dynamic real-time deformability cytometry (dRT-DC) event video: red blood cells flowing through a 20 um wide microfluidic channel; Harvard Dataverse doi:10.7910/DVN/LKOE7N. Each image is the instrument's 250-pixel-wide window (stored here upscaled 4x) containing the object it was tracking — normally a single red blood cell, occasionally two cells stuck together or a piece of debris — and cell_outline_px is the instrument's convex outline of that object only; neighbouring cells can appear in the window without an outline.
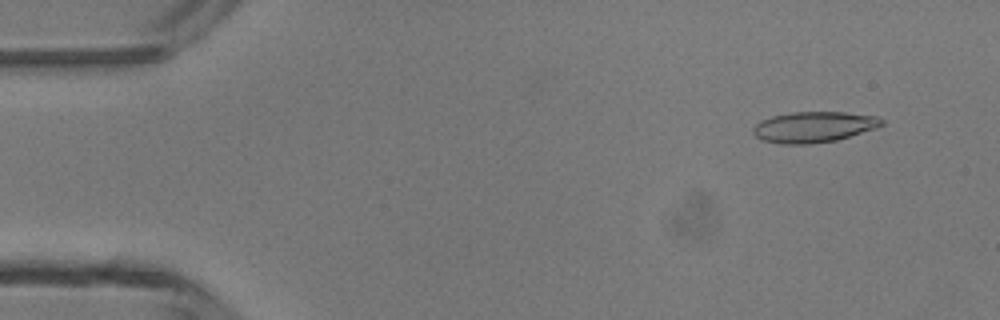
{"species": "common noctule bat (a hibernating species)", "species_latin": "Nyctalus noctula", "temperature_condition": "room temperature", "stored_images_in_passage": 5, "camera_frame_rate_fps": 3000, "um_per_image_px": 0.085, "animal": {"sex": "male", "body_mass_g": 13.3}, "frame": {"image": 1, "passage_image": 2, "time_ms": 1.0, "image_size_px": [1000, 320], "cell_outline_px": [[884, 124], [876, 128], [836, 140], [808, 144], [784, 144], [764, 140], [756, 136], [752, 132], [752, 128], [756, 124], [772, 116], [792, 112], [844, 112], [876, 116], [884, 120]], "centroid_in_image_um": [69.19, 10.79], "position_along_channel_um": 15.8, "area_um2": 22.83}}
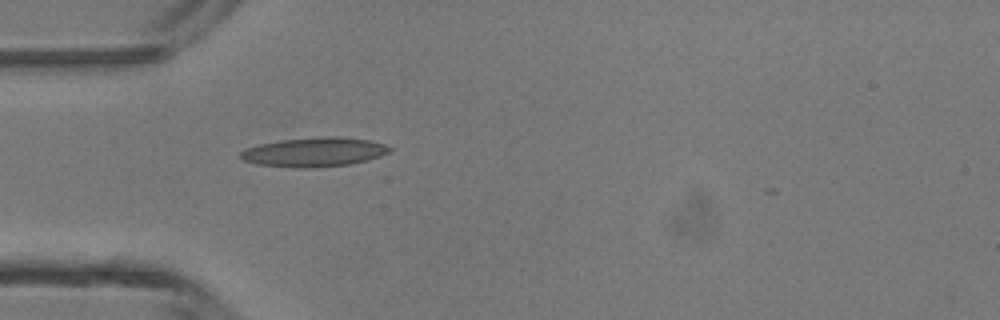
{"frame": {"image": 2, "passage_image": 5, "time_ms": 4.333, "image_size_px": [1000, 320], "cell_outline_px": [[392, 148], [388, 152], [380, 156], [348, 164], [312, 168], [292, 168], [256, 164], [244, 160], [240, 156], [240, 152], [248, 148], [260, 144], [280, 140], [320, 136], [336, 136], [368, 140], [384, 144]], "centroid_in_image_um": [26.68, 12.92], "position_along_channel_um": 58.3, "area_um2": 25.26}}